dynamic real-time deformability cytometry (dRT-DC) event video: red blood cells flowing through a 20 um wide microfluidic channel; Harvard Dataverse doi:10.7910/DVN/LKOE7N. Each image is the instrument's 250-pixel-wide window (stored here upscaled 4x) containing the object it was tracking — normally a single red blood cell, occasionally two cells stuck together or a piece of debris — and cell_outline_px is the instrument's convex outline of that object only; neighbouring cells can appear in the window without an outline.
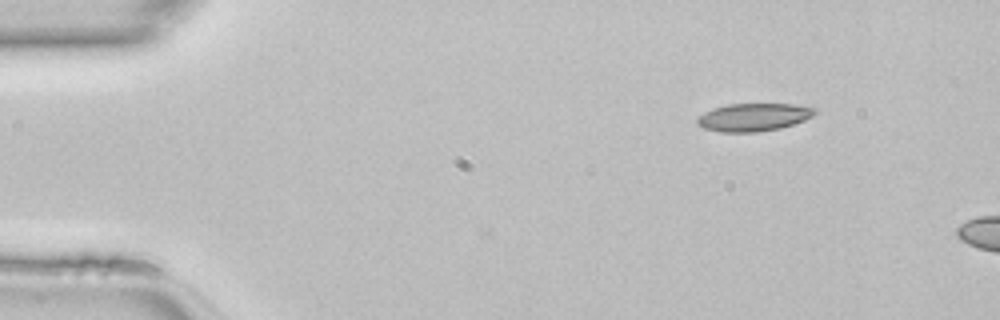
{"species": "common noctule bat (a hibernating species)", "species_latin": "Nyctalus noctula", "temperature_condition": "room temperature", "stored_images_in_passage": 4, "camera_frame_rate_fps": 3000, "um_per_image_px": 0.085, "animal": {"sex": "female", "body_mass_g": 22.7, "forearm_length_mm": 54.2}, "frame": {"image": 1, "passage_image": 1, "time_ms": 0.0, "image_size_px": [1000, 320], "cell_outline_px": [[820, 112], [804, 120], [780, 128], [756, 132], [720, 132], [704, 128], [696, 124], [696, 116], [712, 108], [728, 104], [792, 104], [816, 108]], "centroid_in_image_um": [64.03, 9.95], "position_along_channel_um": 21.0, "area_um2": 19.25}}